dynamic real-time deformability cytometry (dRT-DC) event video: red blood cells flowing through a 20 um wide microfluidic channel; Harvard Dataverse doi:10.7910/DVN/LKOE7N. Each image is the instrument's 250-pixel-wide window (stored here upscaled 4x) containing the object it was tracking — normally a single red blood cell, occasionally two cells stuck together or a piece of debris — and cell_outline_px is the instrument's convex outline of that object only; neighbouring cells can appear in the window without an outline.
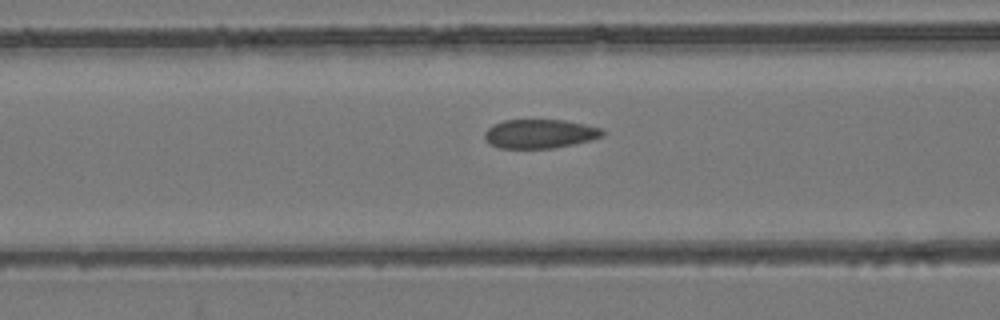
{"species": "common noctule bat (a hibernating species)", "species_latin": "Nyctalus noctula", "temperature_condition": "room temperature", "stored_images_in_passage": 6, "segment_of_instrument_passage": [2, 2], "camera_frame_rate_fps": 3000, "um_per_image_px": 0.085, "animal": {"sex": "female", "body_mass_g": 24.6, "forearm_length_mm": 56.2}, "frame": {"image": 1, "passage_image": 6, "time_ms": 1.667, "image_size_px": [1000, 320], "cell_outline_px": [[604, 136], [572, 144], [552, 148], [500, 148], [488, 144], [484, 136], [484, 132], [492, 124], [504, 120], [564, 120], [584, 124], [600, 128], [604, 132]], "centroid_in_image_um": [45.83, 11.37], "position_along_channel_um": 120.8, "area_um2": 19.83}}